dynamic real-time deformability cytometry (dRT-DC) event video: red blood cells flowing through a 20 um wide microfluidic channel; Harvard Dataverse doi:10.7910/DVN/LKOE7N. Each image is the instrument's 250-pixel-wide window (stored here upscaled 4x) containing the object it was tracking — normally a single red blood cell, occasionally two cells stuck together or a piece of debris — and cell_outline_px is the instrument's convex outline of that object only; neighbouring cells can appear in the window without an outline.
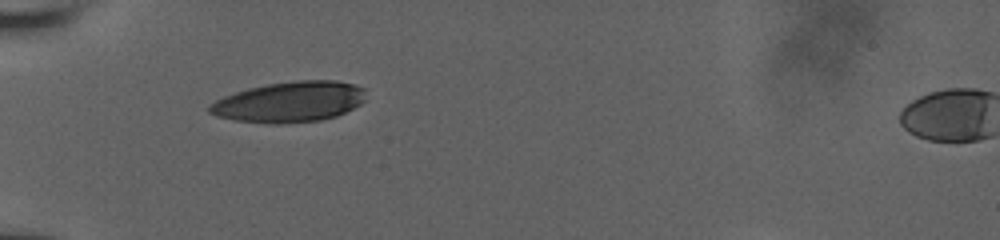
{"species": "human", "species_latin": "Homo sapiens", "temperature_condition": "room temperature", "stored_images_in_passage": 23, "camera_frame_rate_fps": 3000, "um_per_image_px": 0.085, "donor": {"sex": "male"}, "frame": {"image": 1, "passage_image": 1, "time_ms": 0.0, "image_size_px": [1000, 240], "cell_outline_px": [[364, 100], [360, 104], [336, 116], [320, 120], [280, 124], [268, 124], [236, 120], [216, 116], [208, 112], [208, 108], [216, 100], [224, 96], [248, 88], [268, 84], [296, 80], [336, 80], [356, 84], [364, 88]], "centroid_in_image_um": [24.62, 8.66], "position_along_channel_um": 60.4, "area_um2": 36.93}}
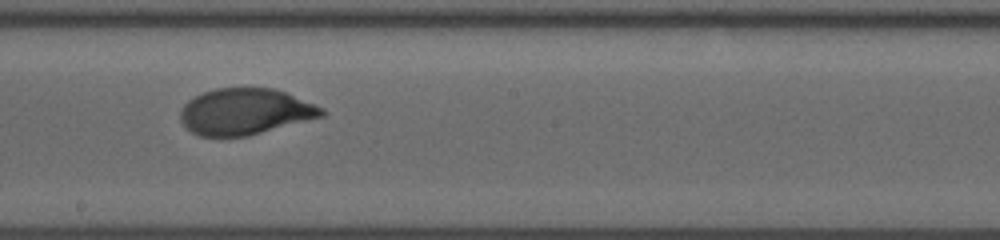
{"frame": {"image": 2, "passage_image": 14, "time_ms": 4.667, "image_size_px": [1000, 240], "cell_outline_px": [[328, 112], [324, 116], [248, 136], [200, 136], [192, 132], [180, 120], [180, 108], [188, 100], [204, 92], [216, 88], [272, 88], [284, 92], [324, 108]], "centroid_in_image_um": [20.84, 9.49], "position_along_channel_um": 227.4, "area_um2": 37.92}}
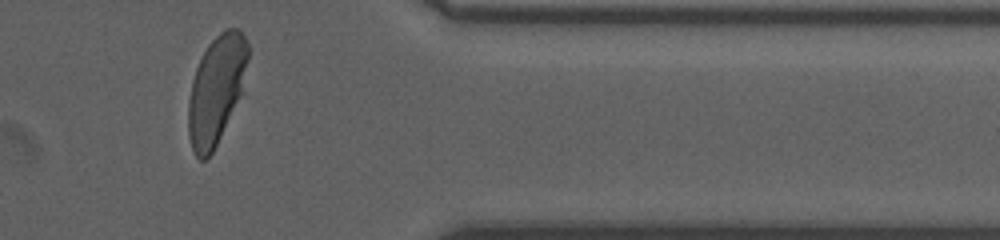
{"frame": {"image": 3, "passage_image": 22, "time_ms": 9.333, "image_size_px": [1000, 240], "cell_outline_px": [[248, 60], [240, 92], [220, 136], [212, 152], [204, 160], [200, 160], [196, 156], [192, 148], [188, 136], [188, 100], [192, 80], [196, 68], [208, 44], [220, 32], [228, 28], [236, 28], [244, 36], [248, 44]], "centroid_in_image_um": [18.34, 7.61], "position_along_channel_um": 393.1, "area_um2": 36.65}, "authors_computed_cell_mechanics": {"area_um2": 38.5526, "velocity_mm_per_s": 3.8332, "shape_relaxation_time_tau1_ms": 3.7626, "shape_relaxation_time_tau2_ms": null, "deformation_change_tau1": 0.1772, "deformation_change_tau2": null}}